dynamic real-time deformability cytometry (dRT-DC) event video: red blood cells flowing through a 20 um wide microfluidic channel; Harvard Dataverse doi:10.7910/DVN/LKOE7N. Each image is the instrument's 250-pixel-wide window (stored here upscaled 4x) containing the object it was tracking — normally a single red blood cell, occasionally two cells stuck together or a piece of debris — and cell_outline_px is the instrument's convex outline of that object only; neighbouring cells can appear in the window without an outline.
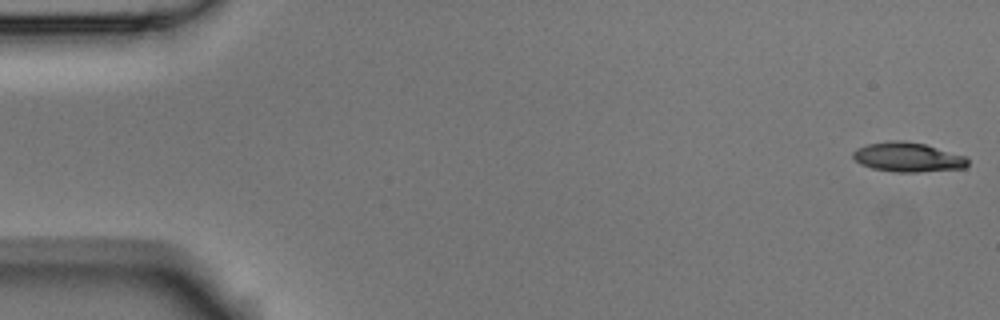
{"species": "Egyptian fruit bat (a non-hibernating species)", "species_latin": "Rousettus aegyptiacus", "temperature_condition": "room temperature", "stored_images_in_passage": 6, "camera_frame_rate_fps": 3000, "um_per_image_px": 0.085, "animal": {"sex": "male"}, "frame": {"image": 1, "passage_image": 1, "time_ms": 0.0, "image_size_px": [1000, 320], "cell_outline_px": [[968, 164], [964, 168], [916, 172], [896, 172], [872, 168], [860, 164], [852, 156], [852, 152], [856, 148], [868, 144], [896, 140], [904, 140], [924, 144], [964, 156], [968, 160]], "centroid_in_image_um": [77.13, 13.36], "position_along_channel_um": 7.9, "area_um2": 19.48}}
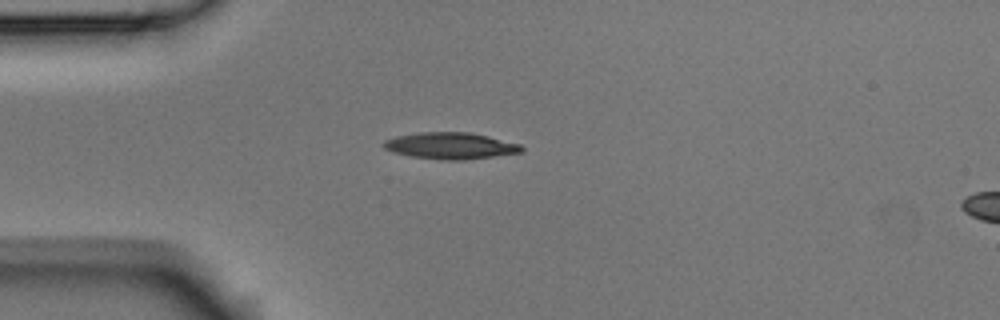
{"frame": {"image": 2, "passage_image": 4, "time_ms": 1.0, "image_size_px": [1000, 320], "cell_outline_px": [[524, 152], [464, 160], [444, 160], [408, 156], [392, 152], [384, 148], [380, 144], [384, 140], [396, 136], [420, 132], [468, 132], [488, 136], [520, 144], [524, 148]], "centroid_in_image_um": [38.26, 12.39], "position_along_channel_um": 46.7, "area_um2": 21.5}}
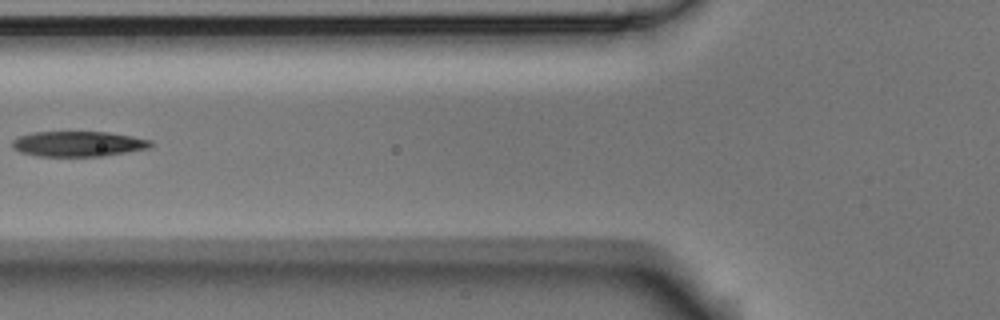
{"frame": {"image": 3, "passage_image": 6, "time_ms": 1.667, "image_size_px": [1000, 320], "cell_outline_px": [[152, 144], [148, 148], [128, 152], [104, 156], [36, 156], [20, 152], [12, 148], [12, 140], [20, 136], [32, 132], [108, 132], [132, 136], [152, 140]], "centroid_in_image_um": [6.63, 12.23], "position_along_channel_um": 119.2, "area_um2": 20.46}}